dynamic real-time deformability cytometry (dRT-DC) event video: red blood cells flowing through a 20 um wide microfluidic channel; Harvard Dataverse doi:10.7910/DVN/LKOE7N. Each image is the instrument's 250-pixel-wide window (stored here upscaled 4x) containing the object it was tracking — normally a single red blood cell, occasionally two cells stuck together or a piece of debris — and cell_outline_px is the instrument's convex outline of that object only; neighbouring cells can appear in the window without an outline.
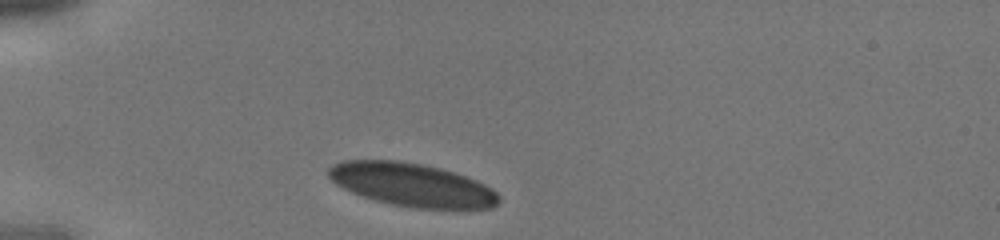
{"species": "human", "species_latin": "Homo sapiens", "temperature_condition": "cold", "stored_images_in_passage": 2, "camera_frame_rate_fps": 3000, "um_per_image_px": 0.085, "donor": {"sex": "male"}, "frame": {"image": 1, "passage_image": 1, "time_ms": 0.0, "image_size_px": [1000, 240], "cell_outline_px": [[500, 200], [492, 208], [416, 208], [392, 204], [376, 200], [352, 192], [336, 184], [328, 176], [328, 168], [332, 164], [344, 160], [396, 160], [424, 164], [440, 168], [476, 180], [492, 188], [500, 196]], "centroid_in_image_um": [35.01, 15.69], "position_along_channel_um": 50.0, "area_um2": 42.66}}